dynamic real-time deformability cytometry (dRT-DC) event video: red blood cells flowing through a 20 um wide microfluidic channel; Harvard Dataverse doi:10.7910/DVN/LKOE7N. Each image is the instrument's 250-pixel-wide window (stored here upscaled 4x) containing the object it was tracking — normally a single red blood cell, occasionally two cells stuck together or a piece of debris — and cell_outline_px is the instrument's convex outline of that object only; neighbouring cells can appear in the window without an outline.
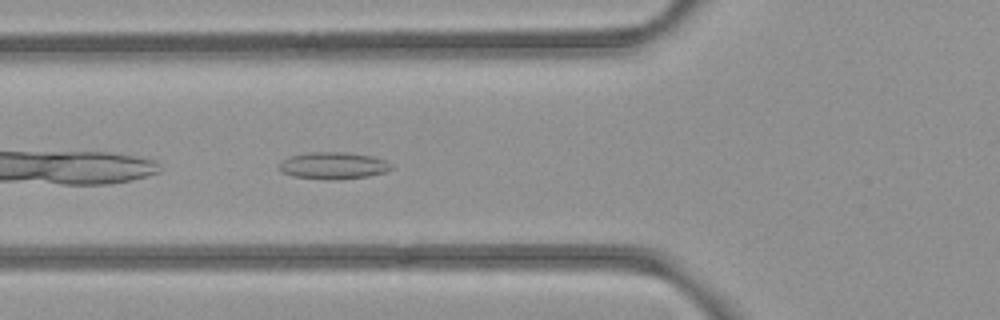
{"species": "common noctule bat (a hibernating species)", "species_latin": "Nyctalus noctula", "temperature_condition": "room temperature", "stored_images_in_passage": 34, "camera_frame_rate_fps": 3000, "um_per_image_px": 0.085, "animal": {"sex": "female", "body_mass_g": 21.9}, "frame": {"image": 1, "passage_image": 3, "time_ms": 0.667, "image_size_px": [1000, 320], "cell_outline_px": [[392, 168], [384, 172], [368, 176], [340, 180], [324, 180], [292, 176], [280, 172], [276, 168], [280, 160], [288, 156], [308, 152], [344, 152], [372, 156], [384, 160], [392, 164]], "centroid_in_image_um": [28.23, 14.08], "position_along_channel_um": 97.6, "area_um2": 18.03}}
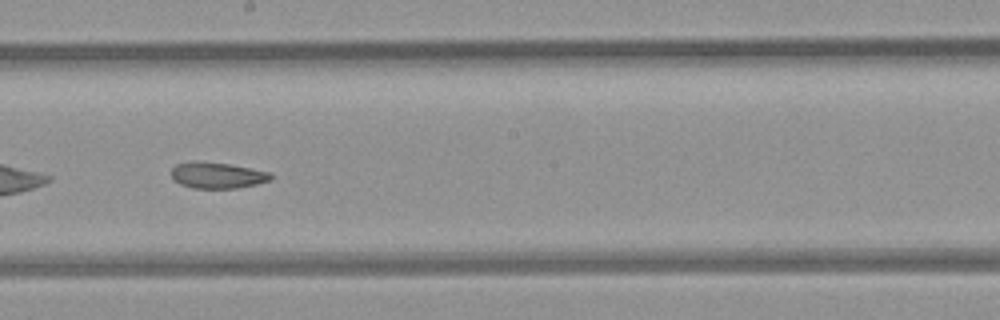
{"frame": {"image": 2, "passage_image": 13, "time_ms": 4.0, "image_size_px": [1000, 320], "cell_outline_px": [[272, 180], [256, 184], [236, 188], [192, 188], [180, 184], [172, 176], [172, 168], [176, 164], [192, 160], [196, 160], [228, 164], [272, 172]], "centroid_in_image_um": [18.48, 14.89], "position_along_channel_um": 229.7, "area_um2": 15.2}}
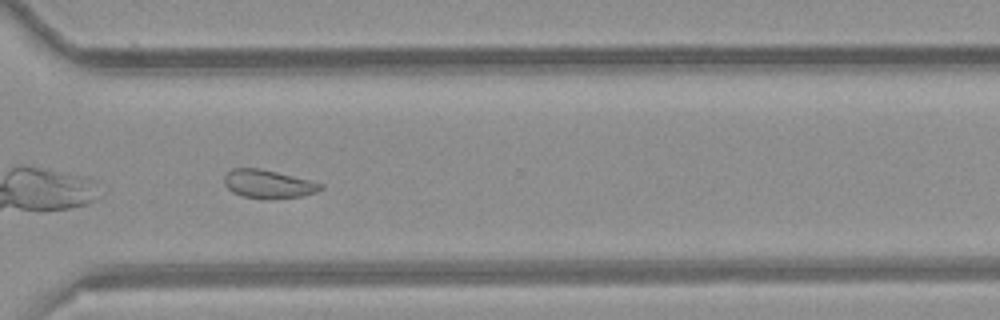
{"frame": {"image": 3, "passage_image": 22, "time_ms": 7.0, "image_size_px": [1000, 320], "cell_outline_px": [[324, 188], [316, 192], [300, 196], [268, 200], [264, 200], [244, 196], [232, 192], [224, 184], [224, 176], [232, 168], [260, 168], [324, 184]], "centroid_in_image_um": [22.78, 15.65], "position_along_channel_um": 347.8, "area_um2": 15.95}, "authors_computed_cell_mechanics": {"area_um2": 16.0106, "velocity_mm_per_s": 3.9463, "shape_relaxation_time_tau1_ms": null, "shape_relaxation_time_tau2_ms": 3.0571, "deformation_change_tau1": null, "deformation_change_tau2": 0.0843}}